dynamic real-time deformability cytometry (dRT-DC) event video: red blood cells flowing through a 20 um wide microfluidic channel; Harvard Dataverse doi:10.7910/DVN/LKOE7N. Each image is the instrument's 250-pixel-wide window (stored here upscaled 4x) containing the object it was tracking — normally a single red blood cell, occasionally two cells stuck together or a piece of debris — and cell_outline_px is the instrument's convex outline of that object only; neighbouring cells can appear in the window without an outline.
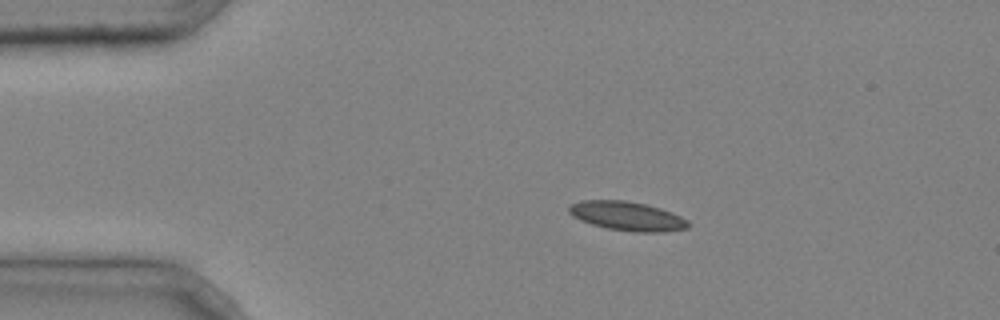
{"species": "common noctule bat (a hibernating species)", "species_latin": "Nyctalus noctula", "temperature_condition": "cold", "stored_images_in_passage": 3, "camera_frame_rate_fps": 3000, "um_per_image_px": 0.085, "animal": {"sex": "male", "body_mass_g": 20.4}, "frame": {"image": 1, "passage_image": 2, "time_ms": 0.333, "image_size_px": [1000, 320], "cell_outline_px": [[692, 224], [688, 228], [664, 232], [632, 232], [608, 228], [592, 224], [580, 220], [572, 216], [568, 212], [568, 208], [572, 204], [580, 200], [624, 200], [644, 204], [660, 208], [672, 212], [688, 220]], "centroid_in_image_um": [53.33, 18.37], "position_along_channel_um": 31.7, "area_um2": 20.29}}